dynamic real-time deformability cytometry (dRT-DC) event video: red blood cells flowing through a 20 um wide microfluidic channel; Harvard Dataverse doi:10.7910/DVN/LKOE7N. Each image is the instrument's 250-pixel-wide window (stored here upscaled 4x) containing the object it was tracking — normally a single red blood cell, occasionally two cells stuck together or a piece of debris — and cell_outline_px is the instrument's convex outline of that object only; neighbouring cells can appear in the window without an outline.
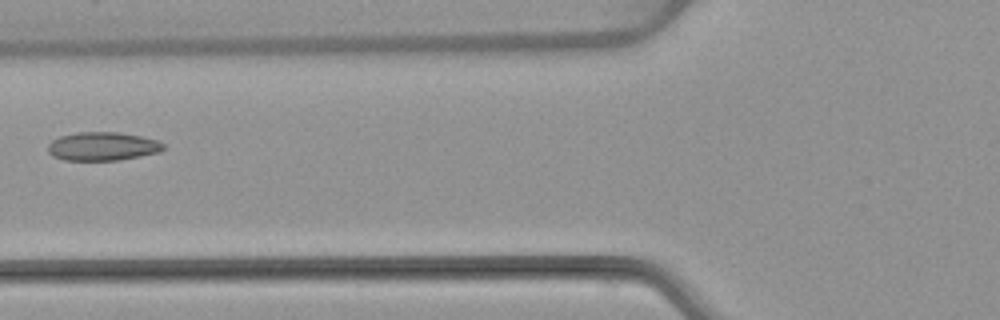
{"species": "common noctule bat (a hibernating species)", "species_latin": "Nyctalus noctula", "temperature_condition": "warm", "stored_images_in_passage": 5, "camera_frame_rate_fps": 3000, "um_per_image_px": 0.085, "animal": {"sex": "female", "body_mass_g": 22.7, "forearm_length_mm": 54.2}, "frame": {"image": 1, "passage_image": 5, "time_ms": 5.333, "image_size_px": [1000, 320], "cell_outline_px": [[164, 148], [160, 152], [120, 160], [64, 160], [52, 156], [48, 152], [48, 144], [52, 140], [60, 136], [76, 132], [120, 132], [160, 140], [164, 144]], "centroid_in_image_um": [8.72, 12.43], "position_along_channel_um": 117.1, "area_um2": 19.36}}